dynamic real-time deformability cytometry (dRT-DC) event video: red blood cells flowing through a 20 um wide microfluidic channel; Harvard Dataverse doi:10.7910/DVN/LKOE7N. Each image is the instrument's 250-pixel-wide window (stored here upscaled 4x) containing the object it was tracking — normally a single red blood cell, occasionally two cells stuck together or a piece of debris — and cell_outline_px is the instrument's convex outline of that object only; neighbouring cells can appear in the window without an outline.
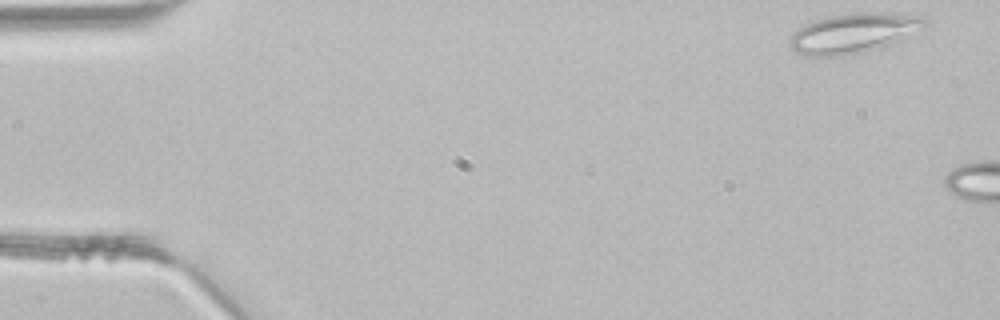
{"species": "common noctule bat (a hibernating species)", "species_latin": "Nyctalus noctula", "temperature_condition": "room temperature", "stored_images_in_passage": 5, "camera_frame_rate_fps": 3000, "um_per_image_px": 0.085, "animal": {"sex": "male", "body_mass_g": 21.5, "forearm_length_mm": 52.0}, "frame": {"image": 1, "passage_image": 1, "time_ms": 0.0, "image_size_px": [1000, 320], "cell_outline_px": [[928, 24], [924, 28], [880, 48], [864, 52], [840, 56], [808, 56], [796, 52], [788, 44], [788, 40], [804, 24], [816, 20], [832, 16], [880, 12], [924, 16], [928, 20]], "centroid_in_image_um": [72.58, 2.83], "position_along_channel_um": 12.4, "area_um2": 30.87}}